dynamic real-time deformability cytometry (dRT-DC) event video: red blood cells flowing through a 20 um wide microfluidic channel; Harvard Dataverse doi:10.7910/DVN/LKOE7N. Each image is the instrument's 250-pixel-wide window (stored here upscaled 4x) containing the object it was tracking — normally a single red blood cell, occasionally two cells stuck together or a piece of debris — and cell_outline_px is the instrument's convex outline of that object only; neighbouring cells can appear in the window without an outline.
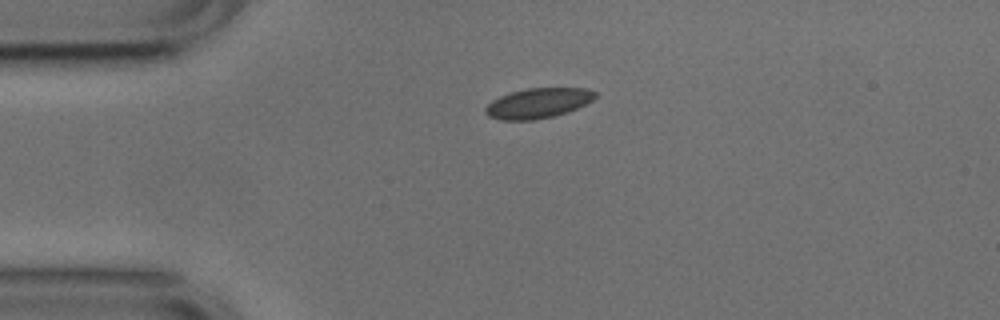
{"species": "common noctule bat (a hibernating species)", "species_latin": "Nyctalus noctula", "temperature_condition": "cold", "stored_images_in_passage": 14, "camera_frame_rate_fps": 3000, "um_per_image_px": 0.085, "animal": {"sex": "male", "body_mass_g": 17.9, "forearm_length_mm": 54.2}, "frame": {"image": 1, "passage_image": 1, "time_ms": 0.0, "image_size_px": [1000, 320], "cell_outline_px": [[596, 96], [592, 100], [576, 108], [552, 116], [532, 120], [500, 120], [488, 116], [484, 112], [484, 108], [492, 100], [500, 96], [512, 92], [528, 88], [588, 88], [596, 92]], "centroid_in_image_um": [45.7, 8.76], "position_along_channel_um": 39.3, "area_um2": 19.02}}
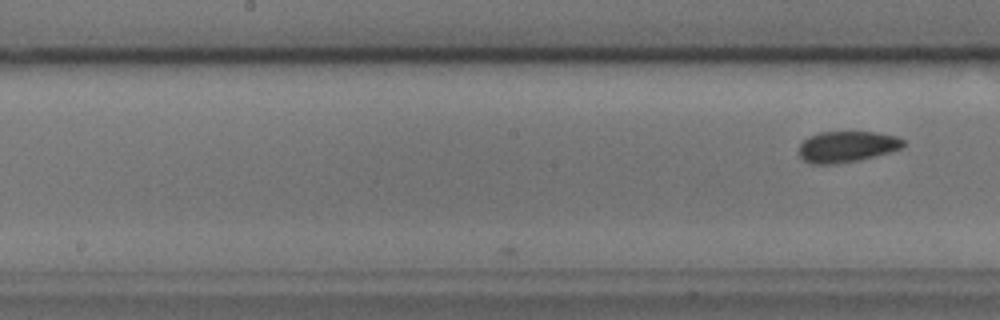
{"frame": {"image": 2, "passage_image": 14, "time_ms": 4.333, "image_size_px": [1000, 320], "cell_outline_px": [[904, 144], [900, 148], [888, 152], [860, 160], [836, 164], [808, 164], [800, 156], [800, 144], [808, 136], [820, 132], [876, 132], [896, 136], [904, 140]], "centroid_in_image_um": [71.95, 12.47], "position_along_channel_um": 176.2, "area_um2": 18.84}}